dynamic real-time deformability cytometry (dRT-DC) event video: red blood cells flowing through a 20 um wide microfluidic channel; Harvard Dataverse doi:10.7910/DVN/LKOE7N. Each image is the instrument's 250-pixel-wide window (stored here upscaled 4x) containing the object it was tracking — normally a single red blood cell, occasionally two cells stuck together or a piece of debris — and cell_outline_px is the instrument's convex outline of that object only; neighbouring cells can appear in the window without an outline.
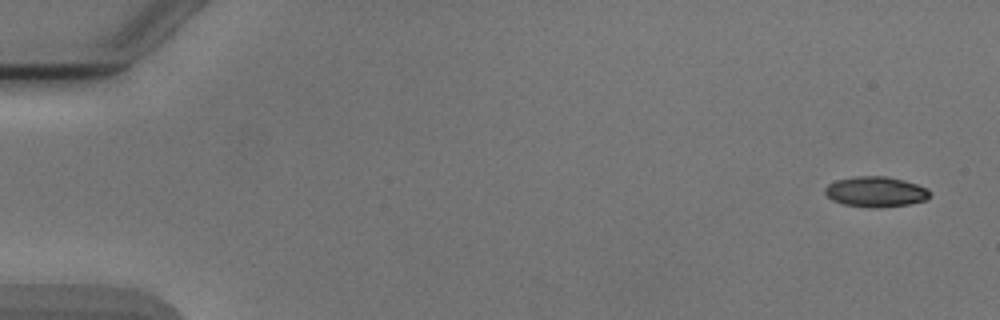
{"species": "Egyptian fruit bat (a non-hibernating species)", "species_latin": "Rousettus aegyptiacus", "temperature_condition": "cold", "stored_images_in_passage": 5, "camera_frame_rate_fps": 3000, "um_per_image_px": 0.085, "animal": {"sex": "male"}, "frame": {"image": 1, "passage_image": 1, "time_ms": 0.0, "image_size_px": [1000, 320], "cell_outline_px": [[932, 196], [928, 200], [908, 204], [880, 208], [872, 208], [844, 204], [832, 200], [824, 192], [824, 188], [828, 184], [836, 180], [856, 176], [884, 176], [904, 180], [928, 188], [932, 192]], "centroid_in_image_um": [74.48, 16.3], "position_along_channel_um": 10.5, "area_um2": 18.79}}
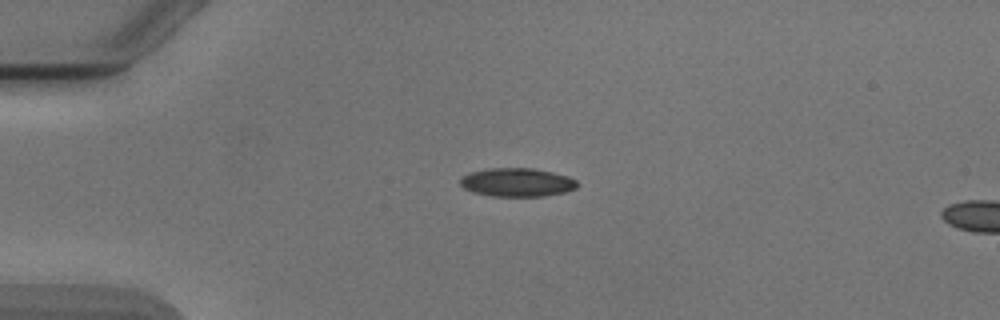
{"frame": {"image": 2, "passage_image": 4, "time_ms": 3.667, "image_size_px": [1000, 320], "cell_outline_px": [[576, 188], [564, 192], [544, 196], [492, 196], [472, 192], [464, 188], [460, 184], [460, 180], [468, 172], [488, 168], [532, 168], [552, 172], [568, 176], [576, 180]], "centroid_in_image_um": [43.92, 15.49], "position_along_channel_um": 41.1, "area_um2": 19.42}}